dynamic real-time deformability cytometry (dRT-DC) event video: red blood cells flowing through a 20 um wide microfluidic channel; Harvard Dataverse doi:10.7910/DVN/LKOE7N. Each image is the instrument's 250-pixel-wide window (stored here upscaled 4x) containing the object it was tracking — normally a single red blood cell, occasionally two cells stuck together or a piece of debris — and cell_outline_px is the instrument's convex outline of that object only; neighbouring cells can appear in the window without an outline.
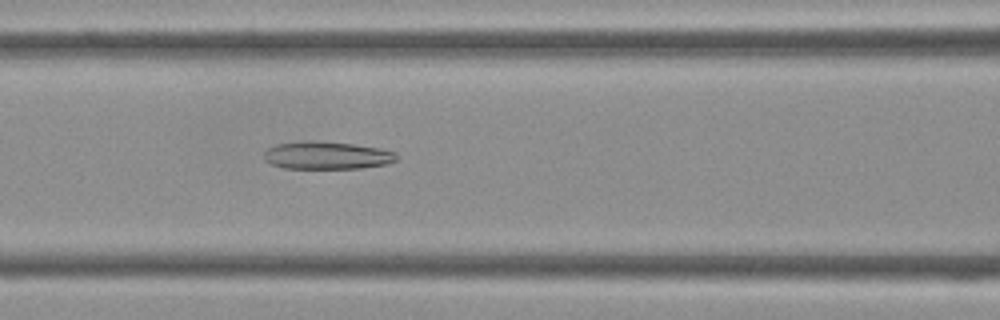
{"species": "Egyptian fruit bat (a non-hibernating species)", "species_latin": "Rousettus aegyptiacus", "temperature_condition": "cold", "stored_images_in_passage": 43, "camera_frame_rate_fps": 3000, "um_per_image_px": 0.085, "frame": {"image": 1, "passage_image": 18, "time_ms": 5.667, "image_size_px": [1000, 320], "cell_outline_px": [[396, 160], [388, 164], [360, 168], [284, 168], [272, 164], [264, 160], [264, 152], [268, 148], [276, 144], [352, 144], [380, 148], [396, 152]], "centroid_in_image_um": [27.84, 13.26], "position_along_channel_um": 138.8, "area_um2": 20.23}}
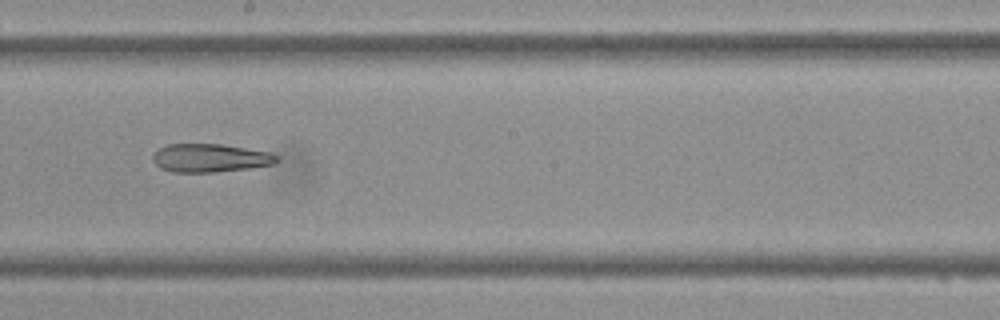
{"frame": {"image": 2, "passage_image": 24, "time_ms": 7.667, "image_size_px": [1000, 320], "cell_outline_px": [[280, 160], [272, 164], [248, 168], [216, 172], [172, 172], [160, 168], [152, 160], [152, 156], [160, 148], [168, 144], [220, 144], [272, 152], [280, 156]], "centroid_in_image_um": [17.89, 13.43], "position_along_channel_um": 230.3, "area_um2": 20.52}}
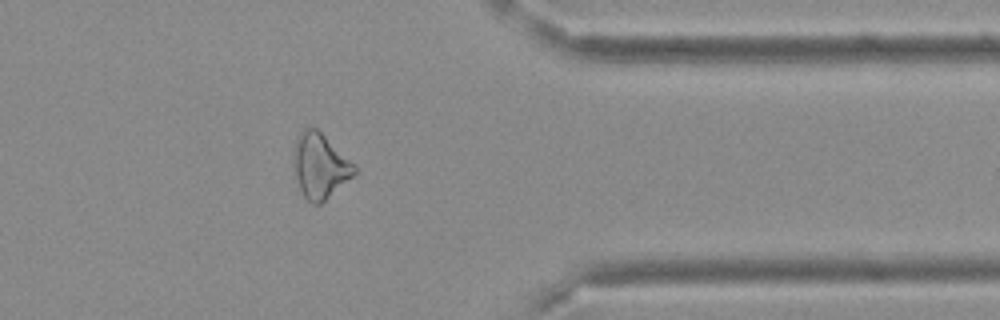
{"frame": {"image": 3, "passage_image": 35, "time_ms": 11.333, "image_size_px": [1000, 320], "cell_outline_px": [[356, 172], [352, 176], [320, 204], [312, 204], [304, 196], [300, 188], [296, 176], [292, 160], [292, 148], [300, 132], [304, 128], [316, 128], [356, 164]], "centroid_in_image_um": [27.17, 14.07], "position_along_channel_um": 384.2, "area_um2": 22.83}}